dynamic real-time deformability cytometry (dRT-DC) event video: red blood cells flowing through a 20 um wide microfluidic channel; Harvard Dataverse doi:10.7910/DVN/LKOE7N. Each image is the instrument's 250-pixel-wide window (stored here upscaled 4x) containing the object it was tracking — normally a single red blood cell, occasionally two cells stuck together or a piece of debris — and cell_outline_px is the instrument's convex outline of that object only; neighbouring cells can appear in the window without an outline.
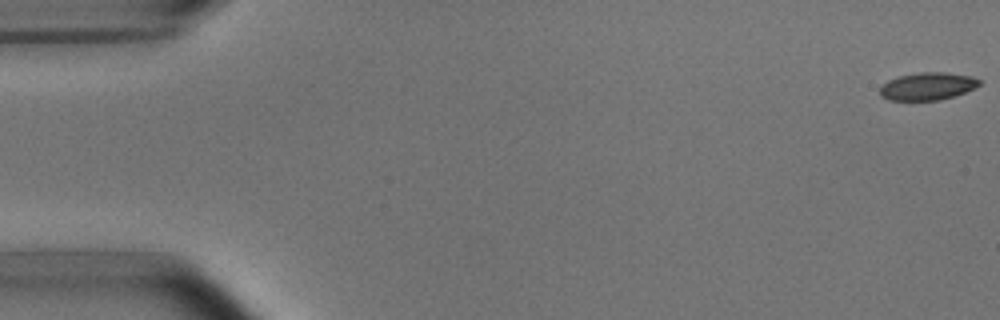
{"species": "common noctule bat (a hibernating species)", "species_latin": "Nyctalus noctula", "temperature_condition": "room temperature", "stored_images_in_passage": 6, "camera_frame_rate_fps": 3000, "um_per_image_px": 0.085, "animal": {"sex": "male", "body_mass_g": 15.6}, "frame": {"image": 1, "passage_image": 1, "time_ms": 0.0, "image_size_px": [1000, 320], "cell_outline_px": [[980, 84], [964, 92], [940, 100], [888, 100], [880, 96], [880, 88], [888, 80], [900, 76], [920, 72], [944, 72], [972, 76], [980, 80]], "centroid_in_image_um": [78.82, 7.33], "position_along_channel_um": 6.2, "area_um2": 15.78}}
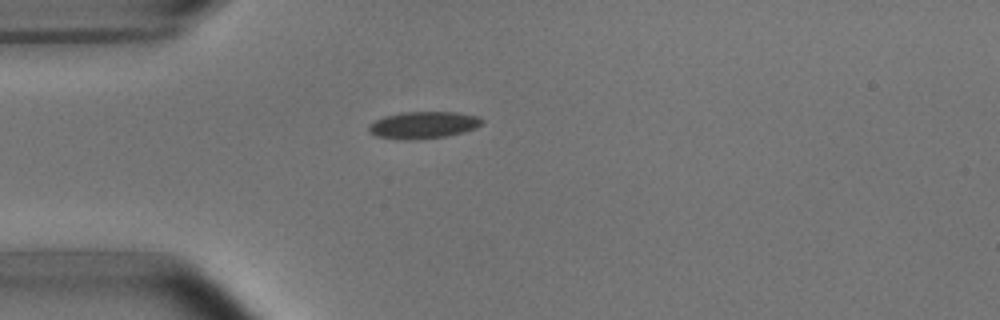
{"frame": {"image": 2, "passage_image": 5, "time_ms": 4.667, "image_size_px": [1000, 320], "cell_outline_px": [[484, 120], [476, 128], [464, 132], [448, 136], [416, 140], [400, 140], [376, 136], [368, 132], [368, 128], [376, 120], [384, 116], [400, 112], [456, 112], [480, 116]], "centroid_in_image_um": [36.0, 10.63], "position_along_channel_um": 49.0, "area_um2": 18.03}}